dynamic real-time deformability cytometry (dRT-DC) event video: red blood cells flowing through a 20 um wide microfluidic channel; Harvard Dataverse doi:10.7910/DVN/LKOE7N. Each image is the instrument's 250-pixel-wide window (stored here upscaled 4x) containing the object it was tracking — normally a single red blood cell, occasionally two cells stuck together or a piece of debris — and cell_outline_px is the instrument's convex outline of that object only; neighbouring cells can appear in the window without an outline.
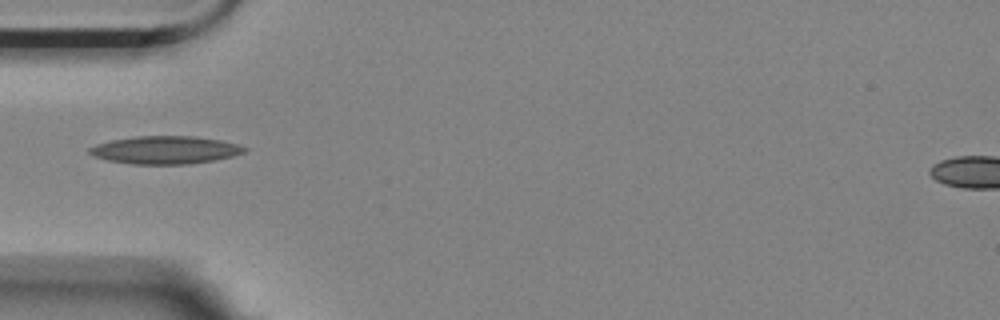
{"species": "Egyptian fruit bat (a non-hibernating species)", "species_latin": "Rousettus aegyptiacus", "temperature_condition": "room temperature", "stored_images_in_passage": 3, "camera_frame_rate_fps": 3000, "um_per_image_px": 0.085, "animal": {"sex": "female"}, "frame": {"image": 1, "passage_image": 3, "time_ms": 0.667, "image_size_px": [1000, 320], "cell_outline_px": [[248, 148], [244, 152], [232, 156], [212, 160], [188, 164], [132, 164], [108, 160], [92, 156], [88, 152], [88, 148], [96, 144], [112, 140], [136, 136], [196, 136], [220, 140], [236, 144]], "centroid_in_image_um": [14.01, 12.74], "position_along_channel_um": 71.0, "area_um2": 25.03}}